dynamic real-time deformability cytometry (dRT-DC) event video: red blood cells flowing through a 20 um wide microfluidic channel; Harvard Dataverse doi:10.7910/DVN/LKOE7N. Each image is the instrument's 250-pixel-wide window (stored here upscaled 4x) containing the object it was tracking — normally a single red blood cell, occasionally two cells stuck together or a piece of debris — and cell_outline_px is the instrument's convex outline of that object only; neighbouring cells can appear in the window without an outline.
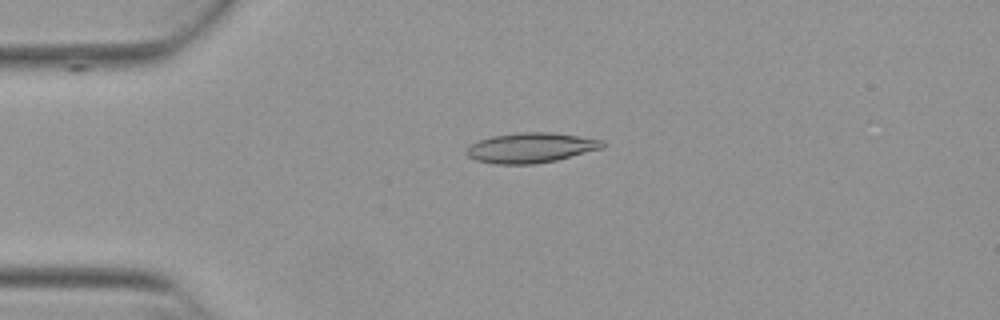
{"species": "Egyptian fruit bat (a non-hibernating species)", "species_latin": "Rousettus aegyptiacus", "temperature_condition": "warm", "stored_images_in_passage": 43, "camera_frame_rate_fps": 3000, "um_per_image_px": 0.085, "animal": {"sex": "female"}, "frame": {"image": 1, "passage_image": 3, "time_ms": 0.667, "image_size_px": [1000, 320], "cell_outline_px": [[604, 148], [556, 160], [536, 164], [496, 164], [476, 160], [468, 156], [468, 148], [472, 144], [480, 140], [492, 136], [516, 132], [552, 132], [604, 140]], "centroid_in_image_um": [45.16, 12.55], "position_along_channel_um": 39.8, "area_um2": 23.7}}
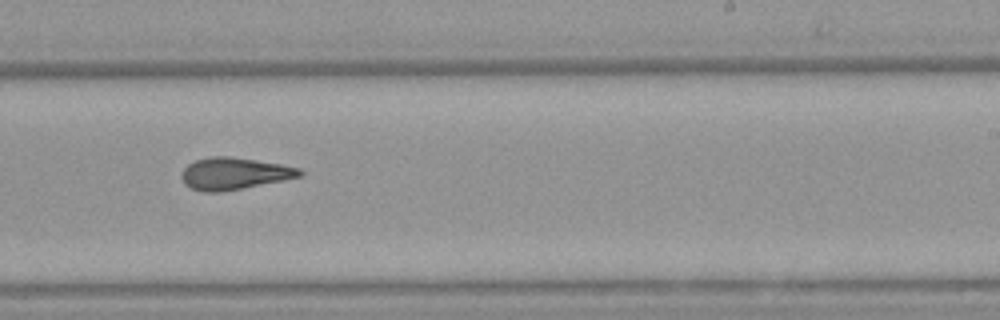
{"frame": {"image": 2, "passage_image": 23, "time_ms": 7.333, "image_size_px": [1000, 320], "cell_outline_px": [[304, 172], [300, 176], [284, 180], [220, 192], [200, 192], [184, 184], [180, 176], [184, 168], [188, 164], [196, 160], [208, 156], [228, 156], [280, 164], [300, 168]], "centroid_in_image_um": [19.86, 14.75], "position_along_channel_um": 269.1, "area_um2": 21.91}}
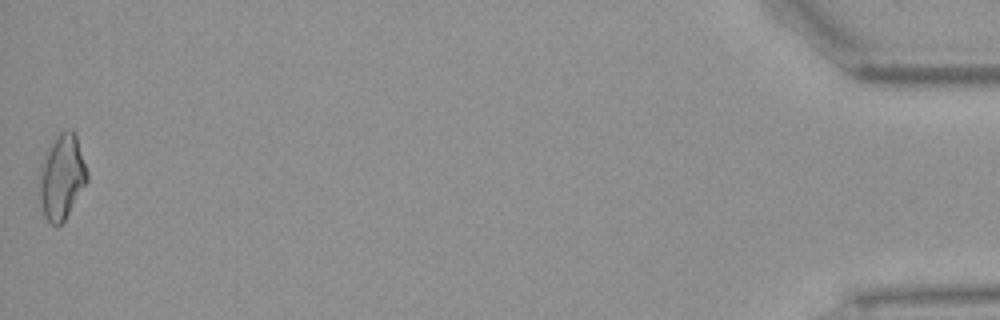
{"frame": {"image": 3, "passage_image": 43, "time_ms": 14.0, "image_size_px": [1000, 320], "cell_outline_px": [[88, 180], [64, 220], [60, 224], [52, 224], [44, 216], [36, 184], [40, 164], [44, 152], [52, 140], [60, 132], [68, 128], [72, 128], [76, 136], [88, 172]], "centroid_in_image_um": [5.2, 14.99], "position_along_channel_um": 430.0, "area_um2": 24.04}, "authors_computed_cell_mechanics": {"area_um2": 21.9062, "velocity_mm_per_s": 3.8699, "shape_relaxation_time_tau1_ms": null, "shape_relaxation_time_tau2_ms": 2.7643, "deformation_change_tau1": null, "deformation_change_tau2": 0.1201}}